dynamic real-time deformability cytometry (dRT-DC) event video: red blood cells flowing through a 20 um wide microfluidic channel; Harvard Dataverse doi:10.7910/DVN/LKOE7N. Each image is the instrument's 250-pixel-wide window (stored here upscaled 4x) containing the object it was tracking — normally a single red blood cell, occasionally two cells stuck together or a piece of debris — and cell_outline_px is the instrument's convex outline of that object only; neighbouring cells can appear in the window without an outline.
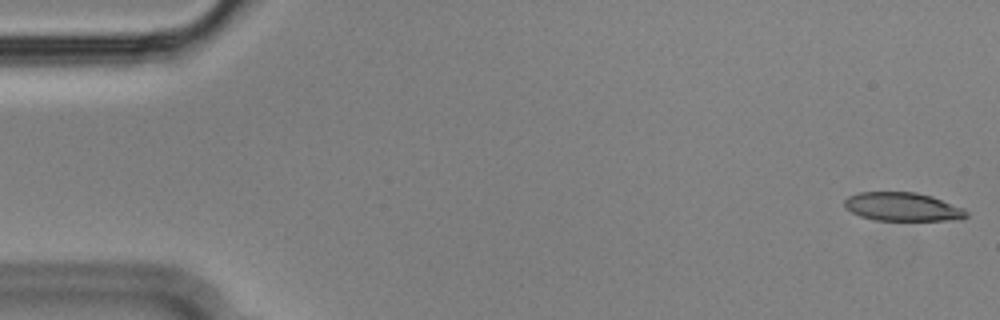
{"species": "Egyptian fruit bat (a non-hibernating species)", "species_latin": "Rousettus aegyptiacus", "temperature_condition": "cold", "stored_images_in_passage": 55, "camera_frame_rate_fps": 3000, "um_per_image_px": 0.085, "animal": {"sex": "male"}, "frame": {"image": 1, "passage_image": 1, "time_ms": 0.0, "image_size_px": [1000, 320], "cell_outline_px": [[968, 216], [960, 220], [876, 220], [860, 216], [844, 208], [844, 200], [848, 196], [860, 192], [916, 192], [932, 196], [964, 208], [968, 212]], "centroid_in_image_um": [76.73, 17.58], "position_along_channel_um": 8.3, "area_um2": 20.4}}
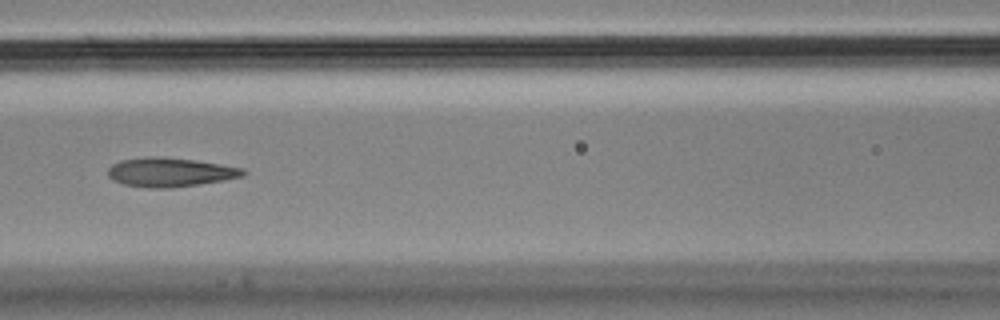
{"frame": {"image": 2, "passage_image": 24, "time_ms": 7.667, "image_size_px": [1000, 320], "cell_outline_px": [[248, 172], [244, 176], [224, 180], [200, 184], [172, 188], [148, 188], [124, 184], [112, 180], [108, 176], [108, 168], [112, 164], [120, 160], [148, 156], [164, 156], [196, 160], [244, 168]], "centroid_in_image_um": [14.47, 14.63], "position_along_channel_um": 152.1, "area_um2": 23.24}}
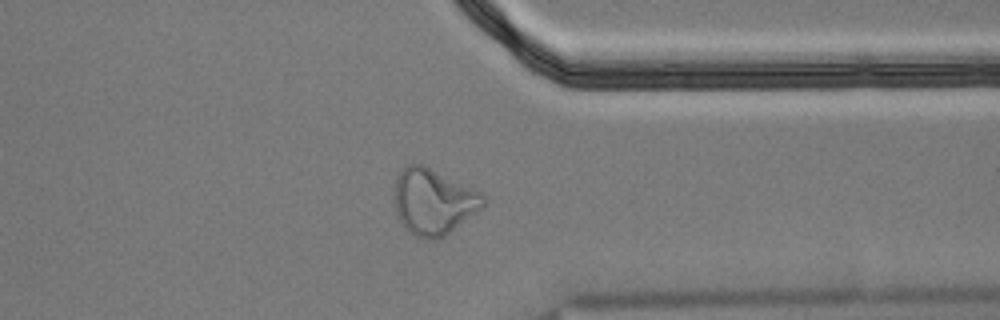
{"frame": {"image": 3, "passage_image": 43, "time_ms": 14.0, "image_size_px": [1000, 320], "cell_outline_px": [[484, 204], [476, 212], [444, 236], [432, 240], [424, 240], [408, 232], [404, 228], [396, 212], [396, 176], [408, 164], [424, 164], [480, 192], [484, 196]], "centroid_in_image_um": [36.82, 17.14], "position_along_channel_um": 374.6, "area_um2": 33.64}, "authors_computed_cell_mechanics": {"area_um2": 22.7732, "velocity_mm_per_s": 3.5744, "shape_relaxation_time_tau1_ms": null, "shape_relaxation_time_tau2_ms": 2.2036, "deformation_change_tau1": null, "deformation_change_tau2": 0.1165}}